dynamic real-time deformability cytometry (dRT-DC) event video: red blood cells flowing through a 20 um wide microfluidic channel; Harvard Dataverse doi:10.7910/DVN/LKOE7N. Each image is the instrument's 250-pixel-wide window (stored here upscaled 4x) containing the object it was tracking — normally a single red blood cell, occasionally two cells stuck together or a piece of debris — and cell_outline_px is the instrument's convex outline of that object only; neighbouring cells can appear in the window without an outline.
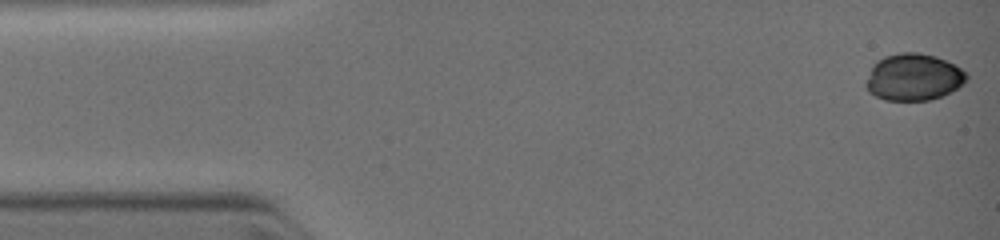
{"species": "common noctule bat (a hibernating species)", "species_latin": "Nyctalus noctula", "temperature_condition": "warm", "stored_images_in_passage": 13, "camera_frame_rate_fps": 3000, "um_per_image_px": 0.085, "animal": {"sex": "female", "body_mass_g": 19.0, "forearm_length_mm": 51.5}, "frame": {"image": 1, "passage_image": 1, "time_ms": 0.0, "image_size_px": [1000, 240], "cell_outline_px": [[968, 80], [964, 84], [940, 96], [928, 100], [884, 100], [868, 92], [864, 84], [872, 64], [876, 60], [884, 56], [900, 52], [920, 52], [936, 56], [956, 64], [968, 76]], "centroid_in_image_um": [77.62, 6.54], "position_along_channel_um": 7.4, "area_um2": 27.74}}
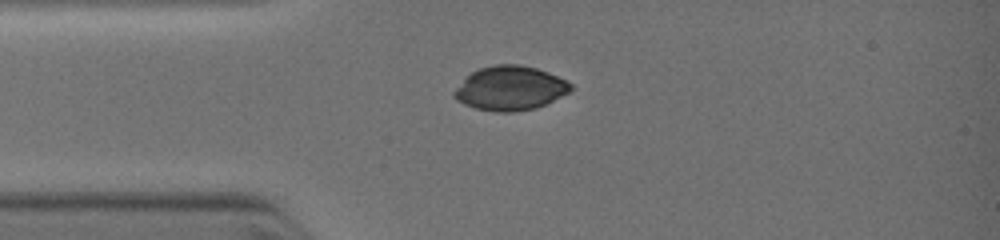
{"frame": {"image": 2, "passage_image": 11, "time_ms": 2.667, "image_size_px": [1000, 240], "cell_outline_px": [[572, 92], [536, 108], [512, 112], [500, 112], [476, 108], [464, 104], [452, 96], [452, 92], [472, 72], [480, 68], [496, 64], [520, 64], [536, 68], [548, 72], [572, 84]], "centroid_in_image_um": [43.38, 7.5], "position_along_channel_um": 41.6, "area_um2": 29.88}}